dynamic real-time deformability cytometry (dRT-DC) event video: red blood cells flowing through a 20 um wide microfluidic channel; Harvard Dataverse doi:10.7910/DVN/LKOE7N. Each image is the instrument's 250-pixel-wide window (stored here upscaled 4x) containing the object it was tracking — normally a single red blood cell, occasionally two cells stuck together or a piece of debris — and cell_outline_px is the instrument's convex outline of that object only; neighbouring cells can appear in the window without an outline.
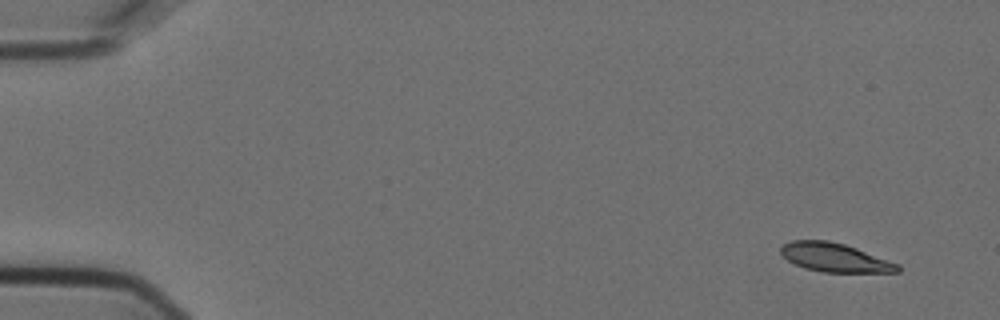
{"species": "Egyptian fruit bat (a non-hibernating species)", "species_latin": "Rousettus aegyptiacus", "temperature_condition": "cold", "stored_images_in_passage": 4, "camera_frame_rate_fps": 3000, "um_per_image_px": 0.085, "animal": {"sex": "female"}, "frame": {"image": 1, "passage_image": 1, "time_ms": 0.0, "image_size_px": [1000, 320], "cell_outline_px": [[900, 272], [824, 272], [804, 268], [788, 260], [780, 252], [780, 248], [784, 244], [792, 240], [828, 240], [844, 244], [856, 248], [900, 264]], "centroid_in_image_um": [70.97, 21.89], "position_along_channel_um": 14.0, "area_um2": 19.48}}
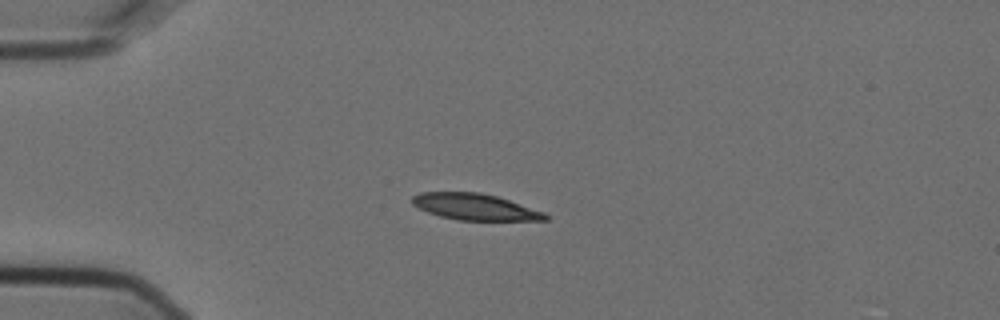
{"frame": {"image": 2, "passage_image": 4, "time_ms": 1.0, "image_size_px": [1000, 320], "cell_outline_px": [[552, 216], [548, 220], [456, 220], [440, 216], [428, 212], [412, 204], [412, 196], [420, 192], [480, 192], [496, 196], [544, 212]], "centroid_in_image_um": [40.38, 17.58], "position_along_channel_um": 44.6, "area_um2": 20.35}}